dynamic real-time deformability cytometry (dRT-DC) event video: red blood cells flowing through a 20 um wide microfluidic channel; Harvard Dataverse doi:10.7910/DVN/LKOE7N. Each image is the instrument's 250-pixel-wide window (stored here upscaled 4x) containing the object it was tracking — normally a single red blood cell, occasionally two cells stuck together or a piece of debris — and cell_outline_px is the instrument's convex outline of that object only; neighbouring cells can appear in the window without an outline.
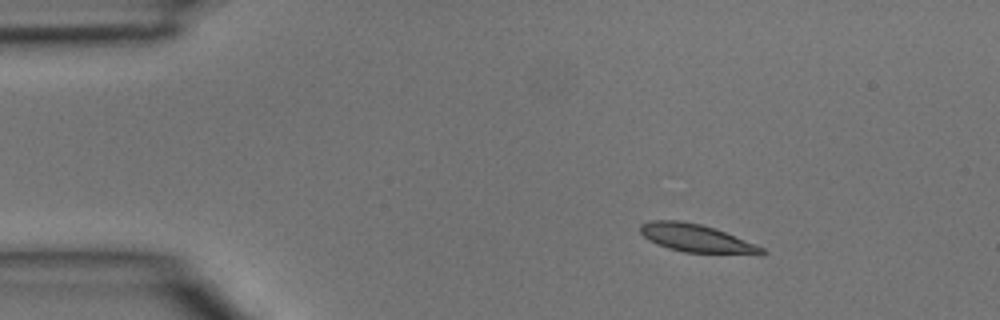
{"species": "common noctule bat (a hibernating species)", "species_latin": "Nyctalus noctula", "temperature_condition": "room temperature", "stored_images_in_passage": 39, "camera_frame_rate_fps": 3000, "um_per_image_px": 0.085, "animal": {"sex": "male", "body_mass_g": 15.6}, "frame": {"image": 1, "passage_image": 1, "time_ms": 0.0, "image_size_px": [1000, 320], "cell_outline_px": [[768, 252], [764, 256], [756, 256], [684, 252], [668, 248], [656, 244], [648, 240], [640, 232], [640, 224], [648, 220], [680, 220], [700, 224], [724, 232], [764, 248]], "centroid_in_image_um": [59.24, 20.29], "position_along_channel_um": 25.8, "area_um2": 20.23}}
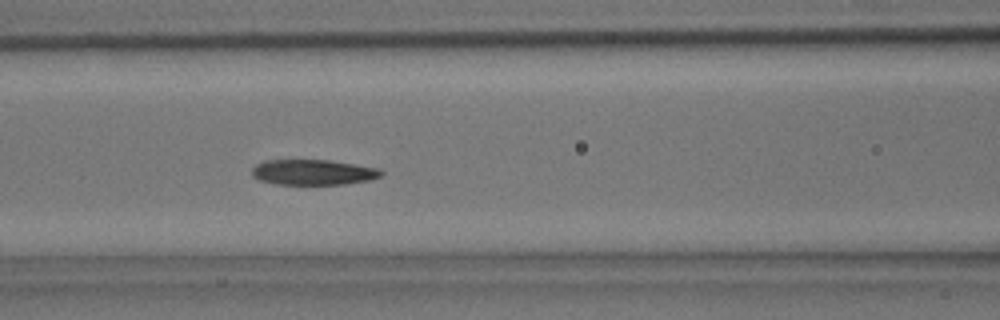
{"frame": {"image": 2, "passage_image": 13, "time_ms": 4.0, "image_size_px": [1000, 320], "cell_outline_px": [[384, 176], [368, 180], [344, 184], [276, 184], [260, 180], [252, 176], [252, 168], [256, 164], [264, 160], [328, 160], [356, 164], [380, 168], [384, 172]], "centroid_in_image_um": [26.65, 14.63], "position_along_channel_um": 140.0, "area_um2": 19.25}}
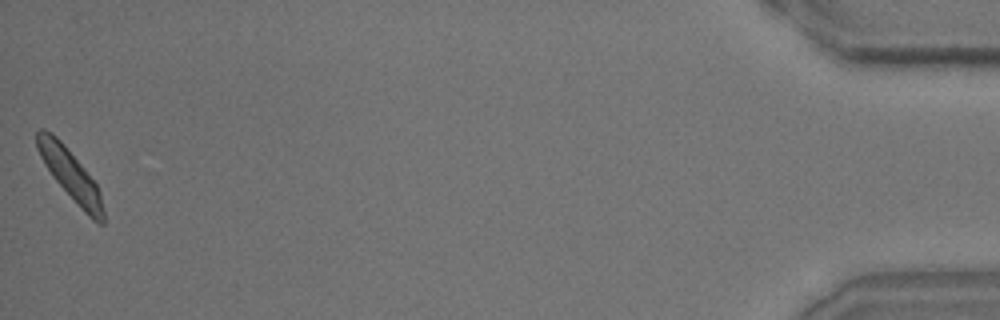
{"frame": {"image": 3, "passage_image": 39, "time_ms": 12.667, "image_size_px": [1000, 320], "cell_outline_px": [[104, 224], [100, 224], [92, 220], [84, 212], [52, 176], [44, 164], [36, 148], [36, 132], [40, 128], [44, 128], [52, 132], [64, 144], [96, 184], [100, 192], [104, 212]], "centroid_in_image_um": [5.96, 14.84], "position_along_channel_um": 429.2, "area_um2": 19.36}}